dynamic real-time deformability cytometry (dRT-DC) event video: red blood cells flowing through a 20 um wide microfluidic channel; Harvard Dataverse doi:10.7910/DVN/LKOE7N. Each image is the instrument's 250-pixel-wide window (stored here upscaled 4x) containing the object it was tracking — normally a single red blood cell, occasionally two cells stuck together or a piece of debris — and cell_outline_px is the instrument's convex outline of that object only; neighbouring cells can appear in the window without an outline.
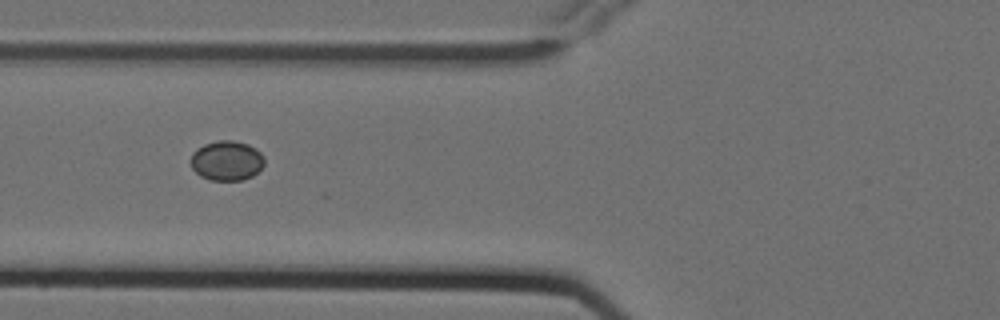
{"species": "Egyptian fruit bat (a non-hibernating species)", "species_latin": "Rousettus aegyptiacus", "temperature_condition": "cold", "stored_images_in_passage": 7, "camera_frame_rate_fps": 3000, "um_per_image_px": 0.085, "animal": {"sex": "female"}, "frame": {"image": 1, "passage_image": 2, "time_ms": 0.333, "image_size_px": [1000, 320], "cell_outline_px": [[264, 164], [252, 176], [240, 180], [212, 180], [200, 176], [192, 168], [192, 152], [196, 148], [204, 144], [216, 140], [232, 140], [248, 144], [256, 148], [264, 156]], "centroid_in_image_um": [19.27, 13.63], "position_along_channel_um": 106.5, "area_um2": 17.05}}
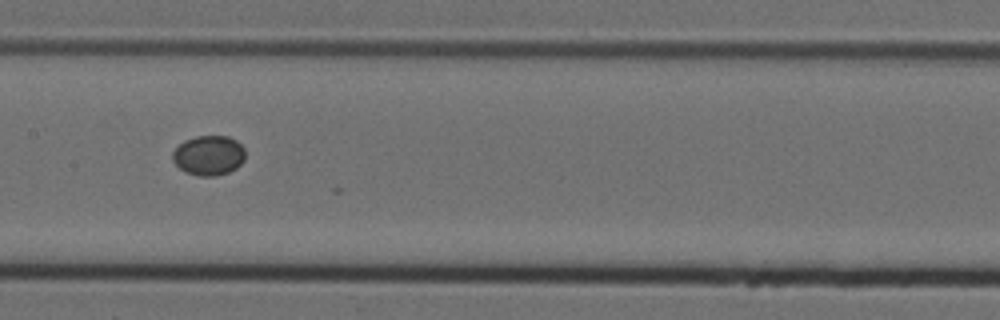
{"frame": {"image": 2, "passage_image": 4, "time_ms": 1.0, "image_size_px": [1000, 320], "cell_outline_px": [[244, 160], [236, 168], [228, 172], [216, 176], [200, 176], [184, 172], [172, 160], [172, 152], [184, 140], [196, 136], [228, 136], [236, 140], [244, 148]], "centroid_in_image_um": [17.73, 13.21], "position_along_channel_um": 189.7, "area_um2": 16.88}}
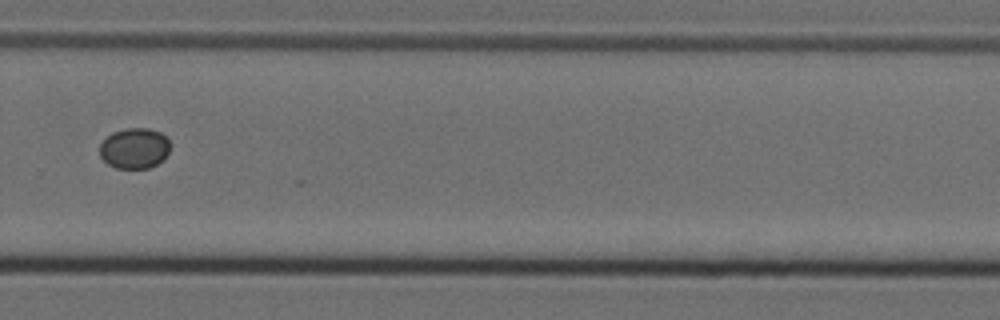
{"frame": {"image": 3, "passage_image": 7, "time_ms": 2.0, "image_size_px": [1000, 320], "cell_outline_px": [[168, 152], [156, 164], [148, 168], [116, 168], [108, 164], [100, 156], [100, 144], [112, 132], [124, 128], [148, 128], [160, 132], [168, 140]], "centroid_in_image_um": [11.39, 12.59], "position_along_channel_um": 318.4, "area_um2": 16.42}}